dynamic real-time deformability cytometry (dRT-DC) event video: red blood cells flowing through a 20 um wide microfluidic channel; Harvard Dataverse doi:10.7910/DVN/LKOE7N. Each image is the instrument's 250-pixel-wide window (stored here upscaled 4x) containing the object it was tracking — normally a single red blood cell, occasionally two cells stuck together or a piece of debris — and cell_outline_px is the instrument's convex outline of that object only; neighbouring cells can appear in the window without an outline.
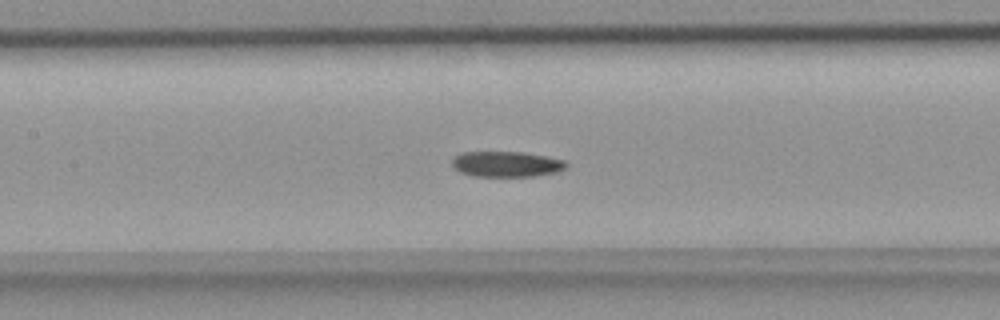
{"species": "common noctule bat (a hibernating species)", "species_latin": "Nyctalus noctula", "temperature_condition": "room temperature", "stored_images_in_passage": 38, "camera_frame_rate_fps": 3000, "um_per_image_px": 0.085, "animal": {"sex": "female", "body_mass_g": 18.4}, "frame": {"image": 1, "passage_image": 10, "time_ms": 3.0, "image_size_px": [1000, 320], "cell_outline_px": [[568, 164], [564, 168], [556, 172], [532, 176], [472, 176], [460, 172], [452, 164], [452, 160], [460, 152], [524, 152], [548, 156], [564, 160]], "centroid_in_image_um": [43.05, 13.94], "position_along_channel_um": 164.4, "area_um2": 16.94}}
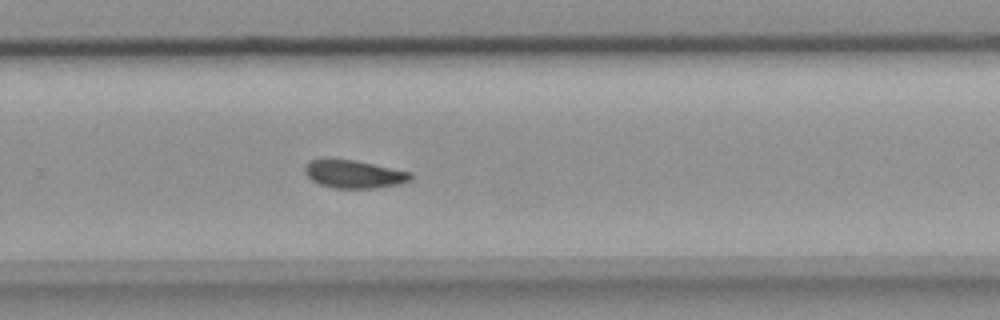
{"frame": {"image": 2, "passage_image": 20, "time_ms": 6.333, "image_size_px": [1000, 320], "cell_outline_px": [[412, 180], [400, 184], [376, 188], [332, 188], [320, 184], [312, 180], [304, 172], [304, 168], [312, 160], [356, 160], [412, 172]], "centroid_in_image_um": [30.15, 14.82], "position_along_channel_um": 299.6, "area_um2": 17.11}}
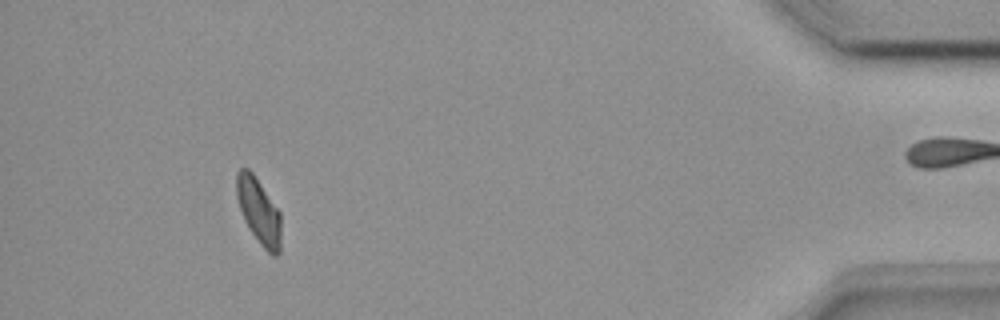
{"frame": {"image": 3, "passage_image": 33, "time_ms": 10.667, "image_size_px": [1000, 320], "cell_outline_px": [[280, 252], [276, 256], [272, 256], [260, 244], [244, 220], [236, 196], [236, 172], [240, 168], [248, 168], [252, 172], [280, 212]], "centroid_in_image_um": [21.98, 17.94], "position_along_channel_um": 413.2, "area_um2": 16.88}}